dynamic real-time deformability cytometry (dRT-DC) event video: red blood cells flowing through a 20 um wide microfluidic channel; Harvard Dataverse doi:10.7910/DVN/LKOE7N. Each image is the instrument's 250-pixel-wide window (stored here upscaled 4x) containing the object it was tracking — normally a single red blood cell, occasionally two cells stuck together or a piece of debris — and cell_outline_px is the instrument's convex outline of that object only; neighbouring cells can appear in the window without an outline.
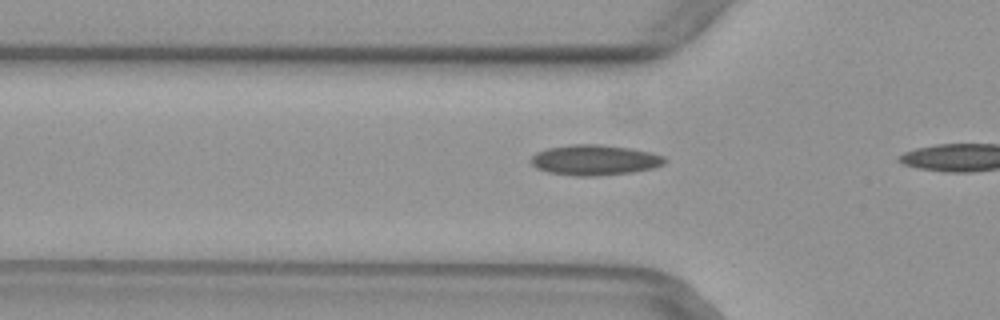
{"species": "common noctule bat (a hibernating species)", "species_latin": "Nyctalus noctula", "temperature_condition": "warm", "stored_images_in_passage": 4, "camera_frame_rate_fps": 3000, "um_per_image_px": 0.085, "animal": {"sex": "female", "body_mass_g": 29.2, "forearm_length_mm": 56.3}, "frame": {"image": 1, "passage_image": 3, "time_ms": 0.667, "image_size_px": [1000, 320], "cell_outline_px": [[668, 160], [664, 164], [652, 168], [632, 172], [596, 176], [572, 176], [548, 172], [536, 168], [532, 164], [532, 156], [536, 152], [548, 148], [572, 144], [600, 144], [632, 148], [652, 152], [664, 156]], "centroid_in_image_um": [50.57, 13.6], "position_along_channel_um": 75.2, "area_um2": 23.87}}